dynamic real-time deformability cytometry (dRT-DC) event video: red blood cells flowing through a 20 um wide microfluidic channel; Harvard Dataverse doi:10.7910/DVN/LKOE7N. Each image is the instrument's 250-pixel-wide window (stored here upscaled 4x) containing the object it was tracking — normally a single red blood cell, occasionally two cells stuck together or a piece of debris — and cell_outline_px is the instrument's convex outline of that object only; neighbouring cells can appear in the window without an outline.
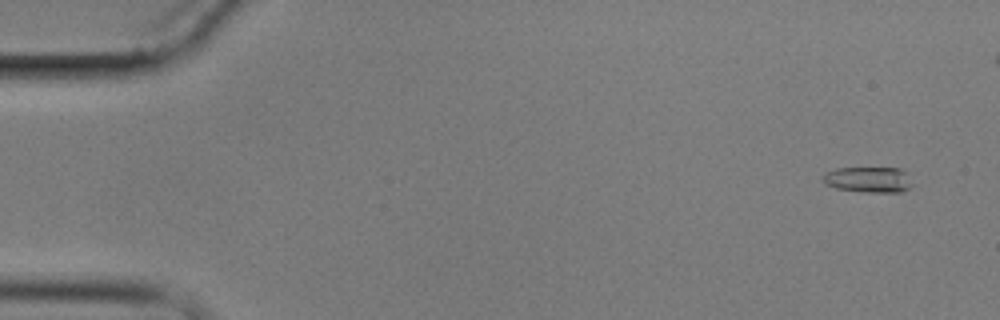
{"species": "common noctule bat (a hibernating species)", "species_latin": "Nyctalus noctula", "temperature_condition": "cold", "stored_images_in_passage": 6, "camera_frame_rate_fps": 3000, "um_per_image_px": 0.085, "animal": {"sex": "male", "body_mass_g": 17.9}, "frame": {"image": 1, "passage_image": 1, "time_ms": 0.0, "image_size_px": [1000, 320], "cell_outline_px": [[912, 184], [908, 188], [900, 192], [864, 192], [836, 188], [824, 184], [820, 176], [824, 172], [836, 168], [900, 168], [904, 172]], "centroid_in_image_um": [73.72, 15.26], "position_along_channel_um": 11.3, "area_um2": 13.41}}